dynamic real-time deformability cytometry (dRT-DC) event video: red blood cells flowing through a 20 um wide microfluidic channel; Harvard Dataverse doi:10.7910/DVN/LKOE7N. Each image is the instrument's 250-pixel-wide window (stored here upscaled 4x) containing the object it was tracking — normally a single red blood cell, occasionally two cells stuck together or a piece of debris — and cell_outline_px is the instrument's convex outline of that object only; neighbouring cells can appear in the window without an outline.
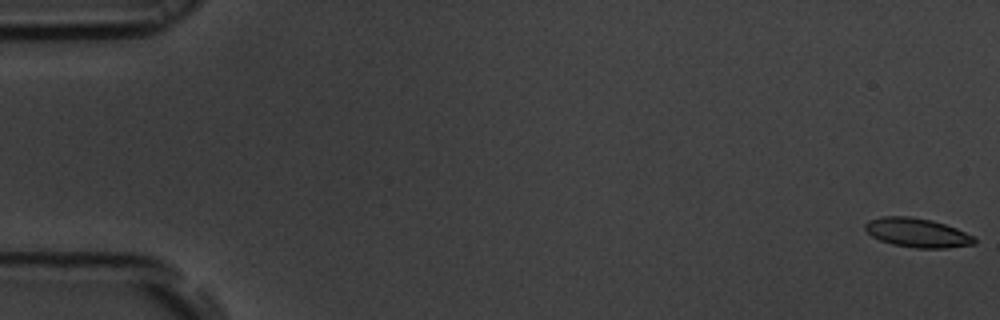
{"species": "common noctule bat (a hibernating species)", "species_latin": "Nyctalus noctula", "temperature_condition": "room temperature", "stored_images_in_passage": 18, "camera_frame_rate_fps": 3000, "um_per_image_px": 0.085, "animal": {"sex": "male", "body_mass_g": 19.5, "forearm_length_mm": 54.6}, "frame": {"image": 1, "passage_image": 1, "time_ms": 0.0, "image_size_px": [1000, 320], "cell_outline_px": [[976, 244], [944, 248], [916, 248], [892, 244], [880, 240], [872, 236], [864, 228], [864, 224], [868, 220], [884, 216], [908, 216], [932, 220], [956, 228], [976, 236]], "centroid_in_image_um": [77.98, 19.78], "position_along_channel_um": 7.0, "area_um2": 18.61}}
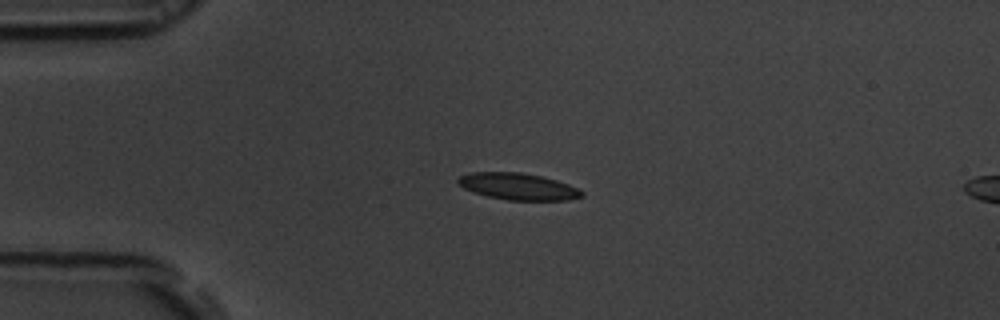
{"frame": {"image": 2, "passage_image": 14, "time_ms": 4.333, "image_size_px": [1000, 320], "cell_outline_px": [[584, 196], [568, 200], [508, 200], [488, 196], [464, 188], [456, 180], [460, 176], [468, 172], [520, 172], [540, 176], [556, 180], [568, 184], [584, 192]], "centroid_in_image_um": [44.05, 15.84], "position_along_channel_um": 41.0, "area_um2": 19.07}}